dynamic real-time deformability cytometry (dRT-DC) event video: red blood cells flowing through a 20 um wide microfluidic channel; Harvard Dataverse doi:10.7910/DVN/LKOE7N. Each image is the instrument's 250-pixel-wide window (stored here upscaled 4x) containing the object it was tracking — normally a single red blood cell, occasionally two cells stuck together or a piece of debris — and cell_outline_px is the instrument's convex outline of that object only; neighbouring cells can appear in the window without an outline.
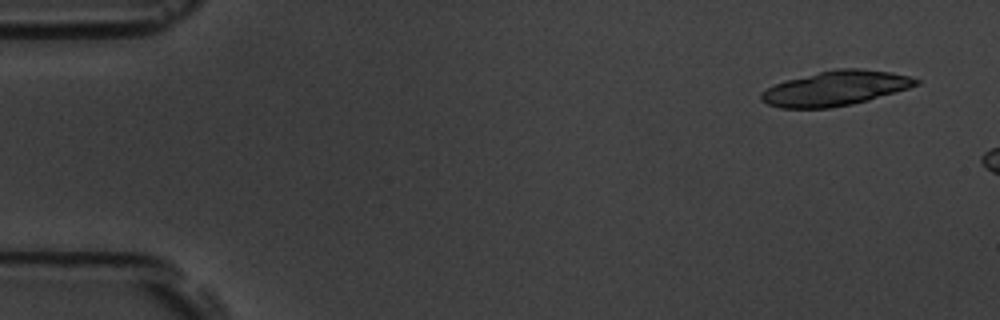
{"species": "common noctule bat (a hibernating species)", "species_latin": "Nyctalus noctula", "temperature_condition": "room temperature", "stored_images_in_passage": 3, "camera_frame_rate_fps": 3000, "um_per_image_px": 0.085, "animal": {"sex": "male", "body_mass_g": 19.5, "forearm_length_mm": 54.6}, "frame": {"image": 1, "passage_image": 1, "time_ms": 0.0, "image_size_px": [1000, 320], "cell_outline_px": [[920, 84], [908, 88], [868, 100], [852, 104], [832, 108], [780, 108], [768, 104], [760, 100], [760, 92], [776, 84], [788, 80], [820, 72], [840, 68], [860, 68], [892, 72], [908, 76], [920, 80]], "centroid_in_image_um": [71.03, 7.51], "position_along_channel_um": 14.0, "area_um2": 31.1}}